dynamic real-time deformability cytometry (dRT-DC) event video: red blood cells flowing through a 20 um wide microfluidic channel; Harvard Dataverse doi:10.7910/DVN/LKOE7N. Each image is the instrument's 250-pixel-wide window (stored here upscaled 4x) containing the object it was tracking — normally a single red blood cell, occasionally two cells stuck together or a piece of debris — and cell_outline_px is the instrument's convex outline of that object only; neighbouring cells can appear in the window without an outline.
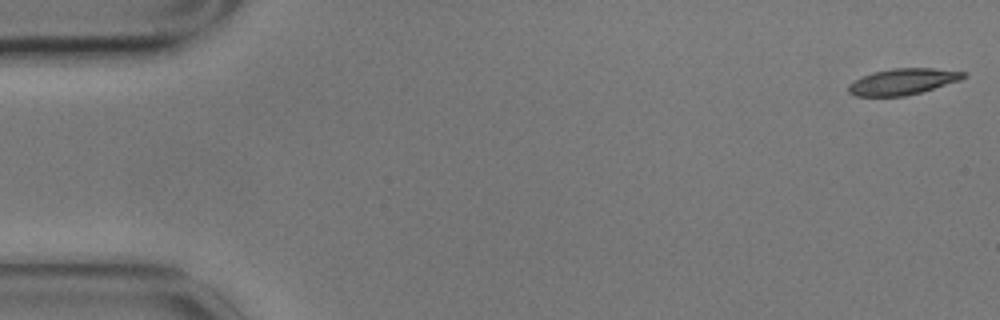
{"species": "common noctule bat (a hibernating species)", "species_latin": "Nyctalus noctula", "temperature_condition": "cold", "stored_images_in_passage": 9, "camera_frame_rate_fps": 3000, "um_per_image_px": 0.085, "animal": {"sex": "male", "body_mass_g": 17.9}, "frame": {"image": 1, "passage_image": 1, "time_ms": 0.0, "image_size_px": [1000, 320], "cell_outline_px": [[968, 76], [960, 80], [920, 92], [904, 96], [856, 96], [848, 92], [848, 84], [872, 72], [892, 68], [932, 68], [968, 72]], "centroid_in_image_um": [76.76, 6.93], "position_along_channel_um": 8.2, "area_um2": 17.46}}